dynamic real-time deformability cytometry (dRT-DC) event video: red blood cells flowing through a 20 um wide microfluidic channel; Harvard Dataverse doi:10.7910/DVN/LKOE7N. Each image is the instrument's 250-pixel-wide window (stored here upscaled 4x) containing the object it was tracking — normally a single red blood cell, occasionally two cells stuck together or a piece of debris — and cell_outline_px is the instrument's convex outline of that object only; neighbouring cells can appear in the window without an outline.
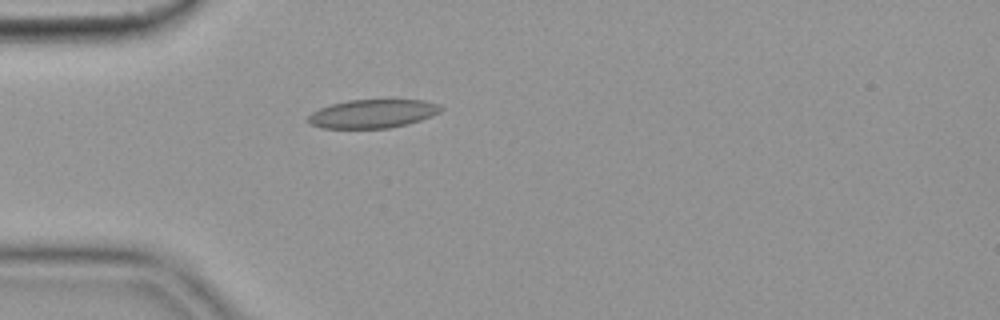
{"species": "common noctule bat (a hibernating species)", "species_latin": "Nyctalus noctula", "temperature_condition": "cold", "stored_images_in_passage": 40, "camera_frame_rate_fps": 3000, "um_per_image_px": 0.085, "animal": {"sex": "female", "body_mass_g": 19.9}, "frame": {"image": 1, "passage_image": 1, "time_ms": 0.0, "image_size_px": [1000, 320], "cell_outline_px": [[444, 108], [440, 112], [420, 120], [408, 124], [388, 128], [320, 128], [312, 124], [308, 120], [308, 116], [312, 112], [320, 108], [332, 104], [348, 100], [424, 100], [436, 104]], "centroid_in_image_um": [31.67, 9.67], "position_along_channel_um": 53.3, "area_um2": 21.91}}
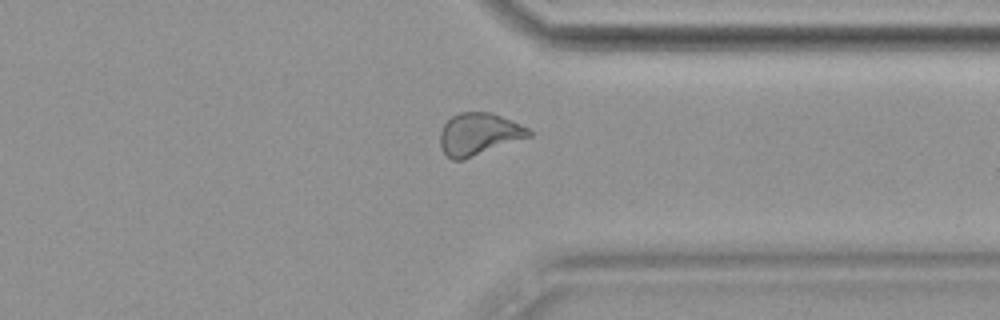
{"frame": {"image": 2, "passage_image": 28, "time_ms": 9.0, "image_size_px": [1000, 320], "cell_outline_px": [[532, 136], [464, 160], [452, 160], [444, 152], [440, 144], [440, 132], [444, 124], [452, 116], [460, 112], [492, 112], [520, 124], [528, 128], [532, 132]], "centroid_in_image_um": [40.71, 11.4], "position_along_channel_um": 370.7, "area_um2": 21.85}}
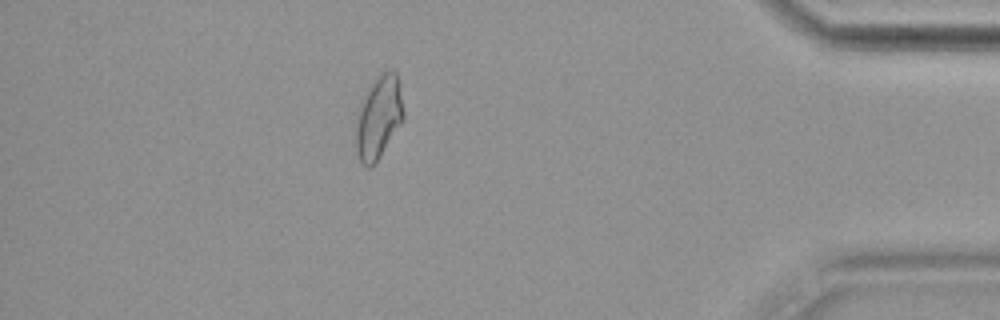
{"frame": {"image": 3, "passage_image": 34, "time_ms": 11.0, "image_size_px": [1000, 320], "cell_outline_px": [[404, 120], [376, 164], [372, 168], [368, 168], [360, 160], [356, 152], [356, 120], [360, 108], [372, 84], [384, 72], [392, 68], [396, 72], [404, 112]], "centroid_in_image_um": [32.21, 10.07], "position_along_channel_um": 403.0, "area_um2": 22.6}, "authors_computed_cell_mechanics": {"area_um2": 21.3282, "velocity_mm_per_s": 3.6356, "shape_relaxation_time_tau1_ms": 8.1847, "shape_relaxation_time_tau2_ms": 1.7636, "deformation_change_tau1": 0.145, "deformation_change_tau2": 0.069}}